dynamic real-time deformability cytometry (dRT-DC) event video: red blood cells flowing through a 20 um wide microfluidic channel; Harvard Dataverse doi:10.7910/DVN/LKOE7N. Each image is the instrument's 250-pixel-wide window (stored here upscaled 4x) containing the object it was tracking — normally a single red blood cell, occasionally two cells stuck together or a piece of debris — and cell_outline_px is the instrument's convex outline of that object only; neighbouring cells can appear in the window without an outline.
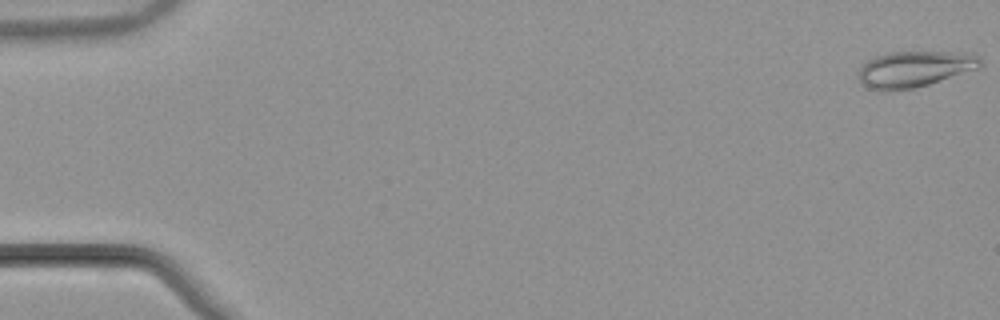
{"species": "common noctule bat (a hibernating species)", "species_latin": "Nyctalus noctula", "temperature_condition": "warm", "stored_images_in_passage": 54, "camera_frame_rate_fps": 3000, "um_per_image_px": 0.085, "animal": {"sex": "male", "body_mass_g": 21.5, "forearm_length_mm": 52.0}, "frame": {"image": 1, "passage_image": 1, "time_ms": 0.0, "image_size_px": [1000, 320], "cell_outline_px": [[984, 68], [928, 84], [912, 88], [884, 92], [868, 88], [860, 80], [860, 68], [868, 60], [876, 56], [888, 52], [968, 52], [976, 56], [984, 64]], "centroid_in_image_um": [77.81, 5.87], "position_along_channel_um": 7.2, "area_um2": 25.78}}
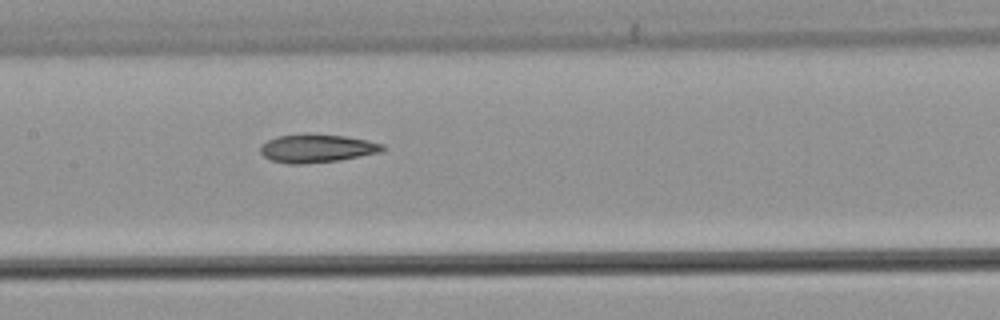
{"frame": {"image": 2, "passage_image": 27, "time_ms": 8.667, "image_size_px": [1000, 320], "cell_outline_px": [[384, 148], [380, 152], [340, 160], [304, 164], [288, 164], [272, 160], [264, 156], [260, 152], [260, 144], [276, 136], [304, 132], [308, 132], [348, 136], [368, 140], [384, 144]], "centroid_in_image_um": [26.9, 12.58], "position_along_channel_um": 180.5, "area_um2": 20.63}}
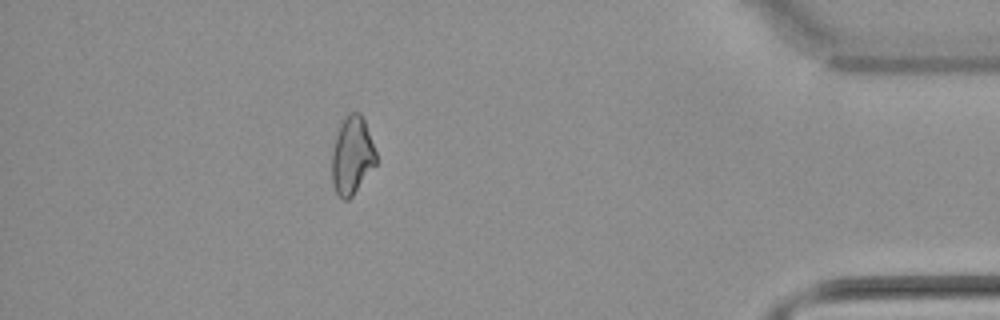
{"frame": {"image": 3, "passage_image": 48, "time_ms": 15.667, "image_size_px": [1000, 320], "cell_outline_px": [[376, 164], [352, 196], [348, 200], [344, 200], [336, 192], [332, 184], [332, 148], [340, 124], [344, 116], [348, 112], [360, 112], [364, 120], [376, 152]], "centroid_in_image_um": [29.91, 13.2], "position_along_channel_um": 405.3, "area_um2": 20.0}, "authors_computed_cell_mechanics": {"area_um2": 20.7502, "velocity_mm_per_s": 3.8552, "shape_relaxation_time_tau1_ms": null, "shape_relaxation_time_tau2_ms": 11.1056, "deformation_change_tau1": null, "deformation_change_tau2": 0.1812}}